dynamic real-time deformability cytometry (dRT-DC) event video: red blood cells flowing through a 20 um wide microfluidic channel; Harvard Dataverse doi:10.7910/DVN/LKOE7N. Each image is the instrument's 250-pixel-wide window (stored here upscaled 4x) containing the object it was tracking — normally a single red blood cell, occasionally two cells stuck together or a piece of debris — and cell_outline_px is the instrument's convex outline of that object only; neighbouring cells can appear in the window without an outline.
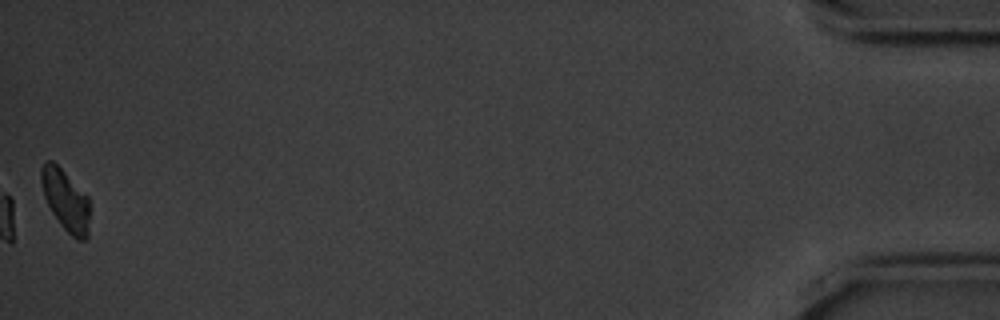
{"species": "common noctule bat (a hibernating species)", "species_latin": "Nyctalus noctula", "temperature_condition": "cold", "stored_images_in_passage": 40, "camera_frame_rate_fps": 3000, "um_per_image_px": 0.085, "animal": {"sex": "male", "body_mass_g": 20.1, "forearm_length_mm": 53.5}, "frame": {"image": 1, "passage_image": 40, "time_ms": 13.0, "image_size_px": [1000, 320], "cell_outline_px": [[88, 236], [84, 240], [76, 240], [60, 224], [52, 212], [44, 196], [40, 180], [40, 168], [48, 160], [52, 160], [88, 196]], "centroid_in_image_um": [5.56, 17.02], "position_along_channel_um": 429.6, "area_um2": 16.99}, "authors_computed_cell_mechanics": {"area_um2": 19.4208, "velocity_mm_per_s": 3.5232, "shape_relaxation_time_tau1_ms": 3.8617, "shape_relaxation_time_tau2_ms": null, "deformation_change_tau1": 0.1772, "deformation_change_tau2": null}}